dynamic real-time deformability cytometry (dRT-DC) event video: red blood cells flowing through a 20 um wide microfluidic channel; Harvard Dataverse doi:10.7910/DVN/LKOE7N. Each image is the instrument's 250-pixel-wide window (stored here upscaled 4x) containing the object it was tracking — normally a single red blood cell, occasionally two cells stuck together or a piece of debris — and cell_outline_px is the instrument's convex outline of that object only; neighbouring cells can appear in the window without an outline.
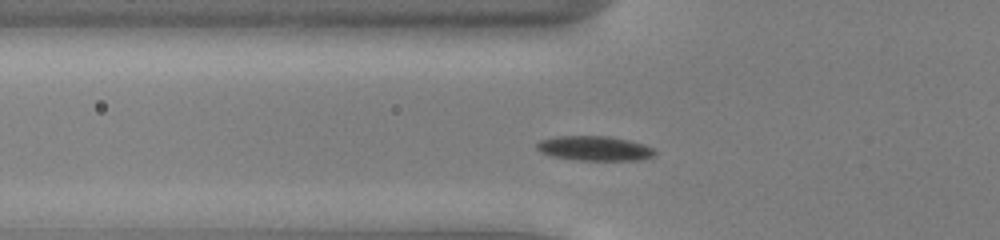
{"species": "common noctule bat (a hibernating species)", "species_latin": "Nyctalus noctula", "temperature_condition": "cold", "stored_images_in_passage": 42, "camera_frame_rate_fps": 3000, "um_per_image_px": 0.085, "animal": {"sex": "male", "body_mass_g": 13.0, "forearm_length_mm": 53.1}, "frame": {"image": 1, "passage_image": 8, "time_ms": 2.333, "image_size_px": [1000, 240], "cell_outline_px": [[656, 152], [652, 156], [644, 160], [576, 160], [552, 156], [540, 152], [536, 148], [536, 144], [540, 140], [556, 136], [612, 136], [644, 144], [652, 148]], "centroid_in_image_um": [50.53, 12.61], "position_along_channel_um": 75.3, "area_um2": 17.05}}
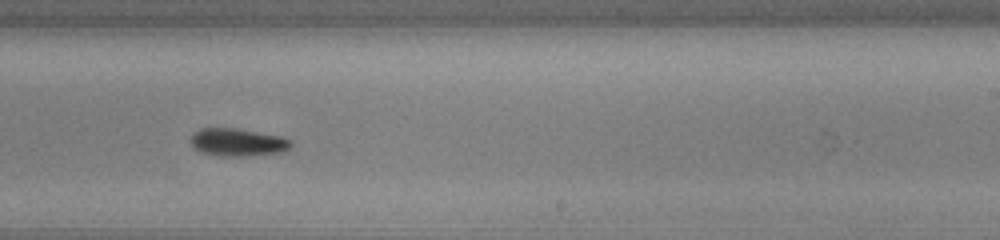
{"frame": {"image": 2, "passage_image": 23, "time_ms": 7.333, "image_size_px": [1000, 240], "cell_outline_px": [[292, 144], [284, 152], [244, 156], [220, 156], [200, 152], [192, 144], [192, 136], [200, 128], [236, 128], [280, 136], [292, 140]], "centroid_in_image_um": [20.23, 12.1], "position_along_channel_um": 268.8, "area_um2": 16.07}}
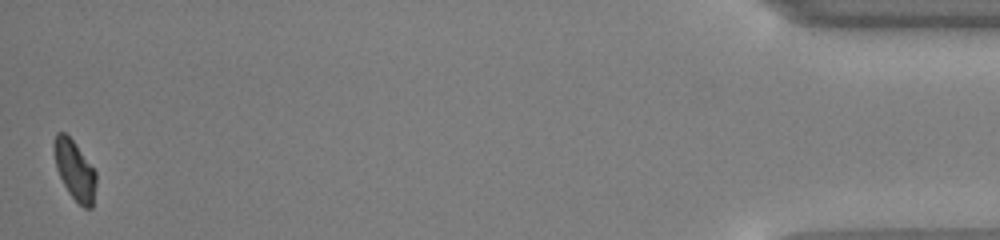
{"frame": {"image": 3, "passage_image": 42, "time_ms": 13.667, "image_size_px": [1000, 240], "cell_outline_px": [[96, 184], [92, 208], [84, 208], [68, 192], [56, 168], [52, 144], [56, 132], [64, 132], [76, 144], [96, 172]], "centroid_in_image_um": [6.34, 14.44], "position_along_channel_um": 428.9, "area_um2": 14.51}, "authors_computed_cell_mechanics": {"area_um2": 15.9817, "velocity_mm_per_s": 3.8801, "shape_relaxation_time_tau1_ms": 2.1709, "shape_relaxation_time_tau2_ms": 4.2013, "deformation_change_tau1": 0.076, "deformation_change_tau2": 0.0639}}